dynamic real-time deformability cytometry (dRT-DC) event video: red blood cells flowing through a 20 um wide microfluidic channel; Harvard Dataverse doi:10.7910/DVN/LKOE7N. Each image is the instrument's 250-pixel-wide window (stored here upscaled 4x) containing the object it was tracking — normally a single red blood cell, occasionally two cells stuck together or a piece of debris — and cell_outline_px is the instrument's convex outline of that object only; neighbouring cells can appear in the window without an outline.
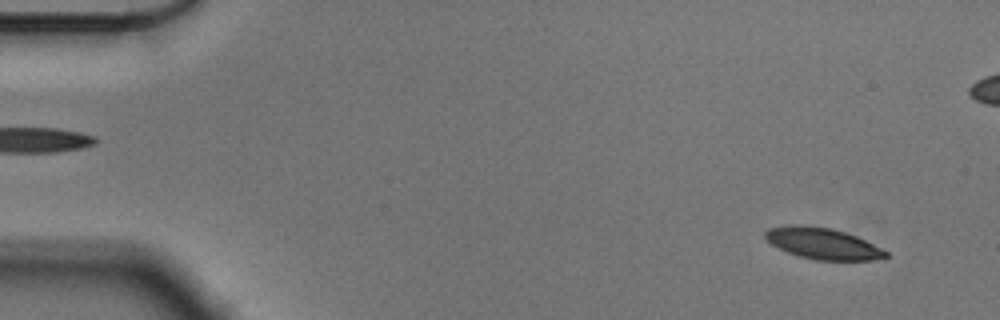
{"species": "Egyptian fruit bat (a non-hibernating species)", "species_latin": "Rousettus aegyptiacus", "temperature_condition": "cold", "stored_images_in_passage": 55, "camera_frame_rate_fps": 3000, "um_per_image_px": 0.085, "animal": {"sex": "male"}, "frame": {"image": 1, "passage_image": 2, "time_ms": 0.333, "image_size_px": [1000, 320], "cell_outline_px": [[888, 256], [872, 260], [816, 260], [796, 256], [772, 244], [764, 236], [764, 232], [768, 228], [788, 224], [808, 224], [832, 228], [856, 236], [888, 252]], "centroid_in_image_um": [69.88, 20.68], "position_along_channel_um": 15.1, "area_um2": 22.02}}
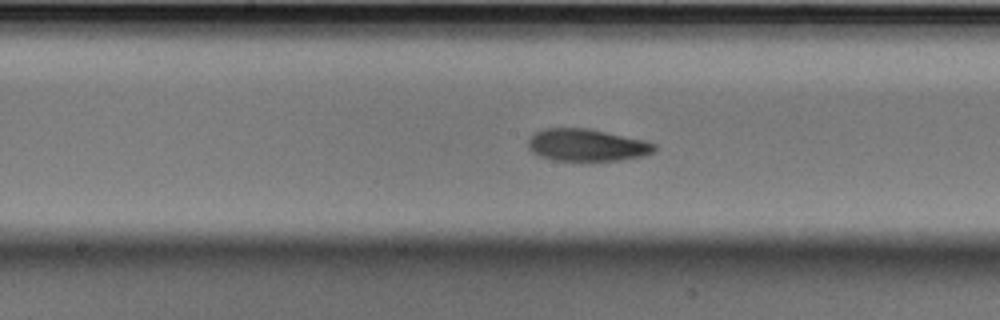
{"frame": {"image": 2, "passage_image": 27, "time_ms": 8.667, "image_size_px": [1000, 320], "cell_outline_px": [[656, 152], [644, 156], [620, 160], [552, 160], [540, 156], [532, 152], [528, 148], [528, 140], [536, 132], [544, 128], [588, 128], [644, 140], [656, 144]], "centroid_in_image_um": [49.9, 12.33], "position_along_channel_um": 198.3, "area_um2": 23.7}}
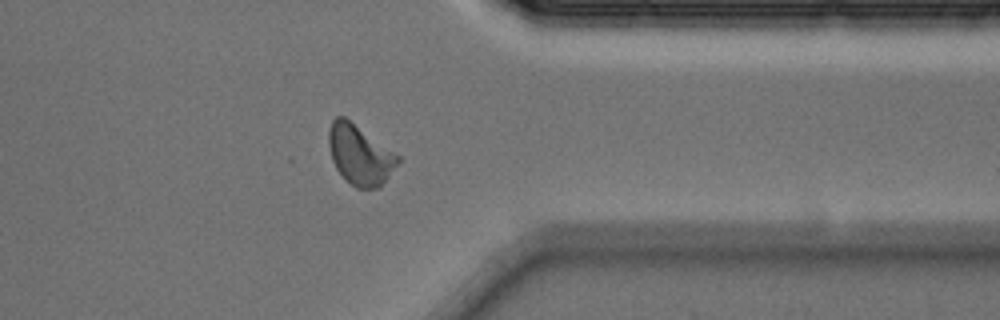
{"frame": {"image": 3, "passage_image": 43, "time_ms": 14.0, "image_size_px": [1000, 320], "cell_outline_px": [[400, 160], [380, 188], [356, 188], [336, 168], [332, 160], [328, 144], [328, 128], [332, 120], [336, 116], [344, 116], [400, 156]], "centroid_in_image_um": [30.57, 13.14], "position_along_channel_um": 380.8, "area_um2": 23.87}, "authors_computed_cell_mechanics": {"area_um2": 23.5246, "velocity_mm_per_s": 3.5529, "shape_relaxation_time_tau1_ms": 3.8436, "shape_relaxation_time_tau2_ms": 4.9909, "deformation_change_tau1": 0.14, "deformation_change_tau2": 0.0925}}